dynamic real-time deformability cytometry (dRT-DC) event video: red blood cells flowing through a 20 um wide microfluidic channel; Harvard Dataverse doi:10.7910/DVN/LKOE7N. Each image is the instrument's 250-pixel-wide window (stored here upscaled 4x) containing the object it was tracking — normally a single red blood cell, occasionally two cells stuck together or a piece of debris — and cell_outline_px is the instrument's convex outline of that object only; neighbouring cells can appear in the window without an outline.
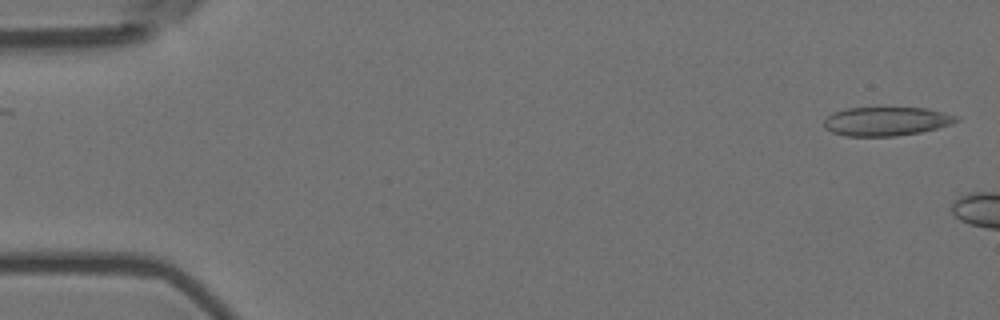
{"species": "Egyptian fruit bat (a non-hibernating species)", "species_latin": "Rousettus aegyptiacus", "temperature_condition": "room temperature", "stored_images_in_passage": 2, "camera_frame_rate_fps": 3000, "um_per_image_px": 0.085, "animal": {"sex": "female"}, "frame": {"image": 1, "passage_image": 2, "time_ms": 0.333, "image_size_px": [1000, 320], "cell_outline_px": [[960, 120], [952, 124], [920, 132], [896, 136], [844, 136], [832, 132], [824, 128], [824, 120], [832, 112], [848, 108], [928, 108], [960, 116]], "centroid_in_image_um": [75.35, 10.31], "position_along_channel_um": 9.6, "area_um2": 22.37}}